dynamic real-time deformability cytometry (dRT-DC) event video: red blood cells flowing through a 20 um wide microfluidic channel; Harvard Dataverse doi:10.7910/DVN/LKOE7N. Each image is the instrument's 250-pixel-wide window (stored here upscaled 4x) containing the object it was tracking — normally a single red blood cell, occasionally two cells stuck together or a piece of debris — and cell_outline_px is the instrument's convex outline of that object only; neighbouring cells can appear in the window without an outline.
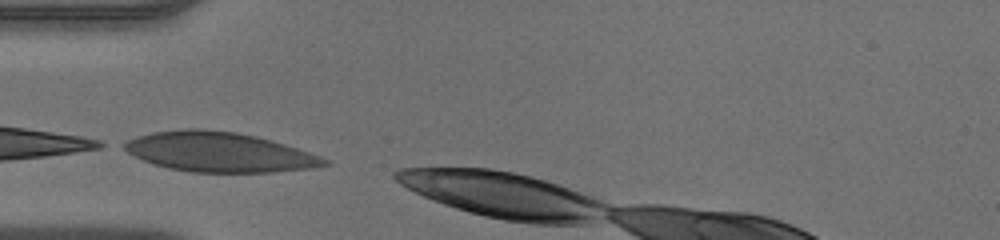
{"species": "human", "species_latin": "Homo sapiens", "temperature_condition": "warm", "stored_images_in_passage": 3, "camera_frame_rate_fps": 3000, "um_per_image_px": 0.085, "donor": {"sex": "male"}, "frame": {"image": 1, "passage_image": 1, "time_ms": 0.0, "image_size_px": [1000, 240], "cell_outline_px": [[332, 164], [308, 168], [272, 172], [192, 172], [168, 168], [152, 164], [128, 152], [120, 144], [136, 136], [152, 132], [188, 128], [196, 128], [236, 132], [256, 136], [272, 140], [320, 156], [328, 160]], "centroid_in_image_um": [18.6, 12.92], "position_along_channel_um": 66.4, "area_um2": 46.12}}